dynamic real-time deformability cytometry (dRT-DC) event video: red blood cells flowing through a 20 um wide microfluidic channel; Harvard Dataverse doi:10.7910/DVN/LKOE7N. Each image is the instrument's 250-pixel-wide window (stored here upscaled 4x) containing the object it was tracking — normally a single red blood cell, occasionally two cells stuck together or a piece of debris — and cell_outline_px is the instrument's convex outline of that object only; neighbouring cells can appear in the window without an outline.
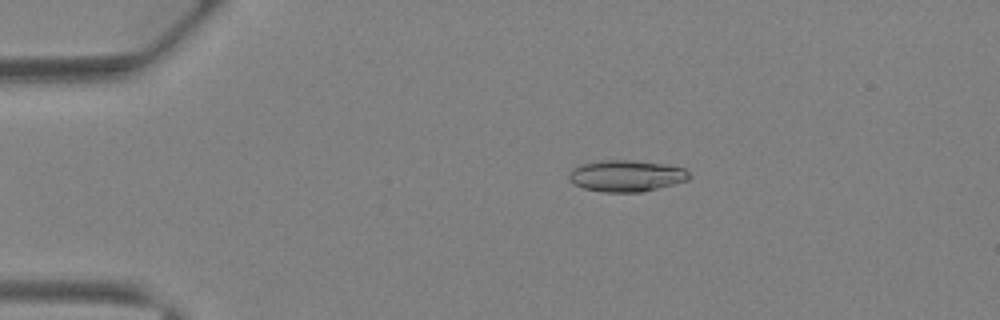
{"species": "Egyptian fruit bat (a non-hibernating species)", "species_latin": "Rousettus aegyptiacus", "temperature_condition": "warm", "stored_images_in_passage": 27, "camera_frame_rate_fps": 3000, "um_per_image_px": 0.085, "animal": {"sex": "female"}, "frame": {"image": 1, "passage_image": 7, "time_ms": 2.0, "image_size_px": [1000, 320], "cell_outline_px": [[692, 176], [688, 180], [644, 192], [604, 192], [584, 188], [572, 184], [568, 180], [568, 176], [572, 168], [580, 164], [600, 160], [628, 160], [664, 164], [684, 168]], "centroid_in_image_um": [53.21, 14.95], "position_along_channel_um": 31.8, "area_um2": 22.2}}
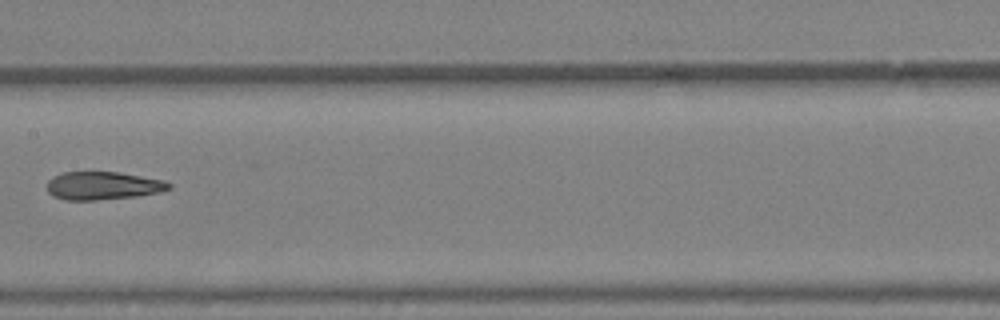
{"frame": {"image": 2, "passage_image": 20, "time_ms": 6.333, "image_size_px": [1000, 320], "cell_outline_px": [[172, 188], [160, 192], [136, 196], [96, 200], [64, 200], [52, 196], [48, 192], [48, 180], [52, 176], [64, 172], [120, 172], [164, 180], [172, 184]], "centroid_in_image_um": [8.75, 15.78], "position_along_channel_um": 198.6, "area_um2": 20.06}}
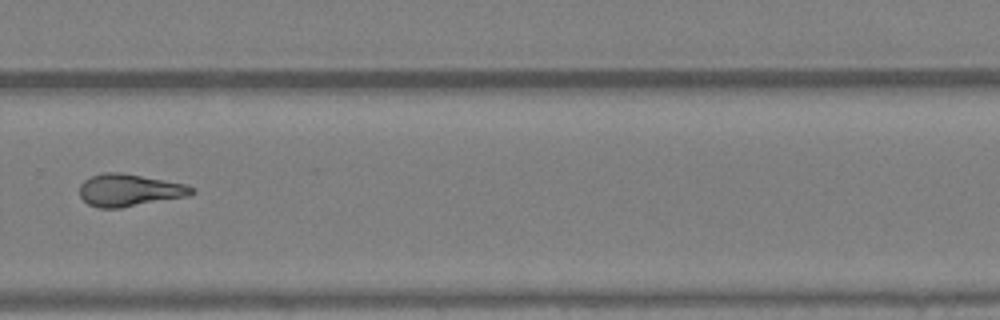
{"frame": {"image": 3, "passage_image": 27, "time_ms": 8.667, "image_size_px": [1000, 320], "cell_outline_px": [[196, 192], [188, 196], [120, 208], [96, 208], [88, 204], [80, 196], [80, 184], [84, 180], [92, 176], [104, 172], [120, 172], [184, 184], [196, 188]], "centroid_in_image_um": [10.98, 16.17], "position_along_channel_um": 318.8, "area_um2": 21.04}}